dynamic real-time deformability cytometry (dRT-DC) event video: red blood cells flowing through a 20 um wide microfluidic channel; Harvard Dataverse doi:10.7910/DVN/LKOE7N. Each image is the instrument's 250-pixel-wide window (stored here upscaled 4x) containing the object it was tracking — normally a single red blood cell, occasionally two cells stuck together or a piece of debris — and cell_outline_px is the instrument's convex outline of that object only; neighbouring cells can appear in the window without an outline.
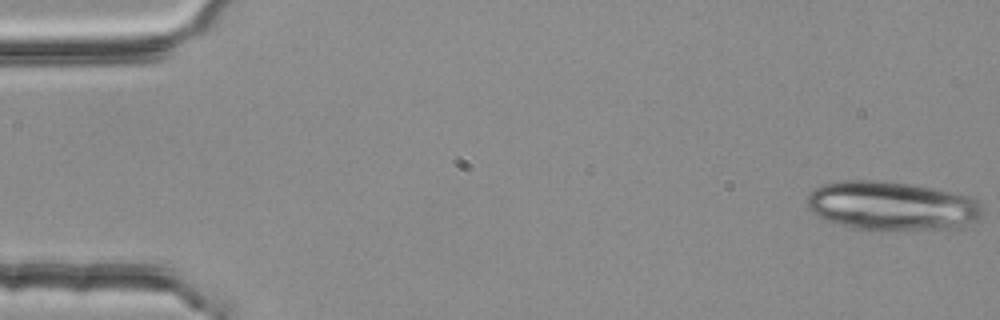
{"species": "common noctule bat (a hibernating species)", "species_latin": "Nyctalus noctula", "temperature_condition": "room temperature", "stored_images_in_passage": 4, "camera_frame_rate_fps": 3000, "um_per_image_px": 0.085, "animal": {"sex": "female", "body_mass_g": 25.1}, "frame": {"image": 1, "passage_image": 1, "time_ms": 0.0, "image_size_px": [1000, 320], "cell_outline_px": [[984, 212], [976, 220], [960, 228], [852, 228], [828, 220], [812, 212], [808, 208], [808, 196], [816, 188], [824, 184], [840, 180], [880, 180], [908, 184], [956, 192], [976, 196], [984, 204]], "centroid_in_image_um": [75.9, 17.46], "position_along_channel_um": 9.1, "area_um2": 49.65}}